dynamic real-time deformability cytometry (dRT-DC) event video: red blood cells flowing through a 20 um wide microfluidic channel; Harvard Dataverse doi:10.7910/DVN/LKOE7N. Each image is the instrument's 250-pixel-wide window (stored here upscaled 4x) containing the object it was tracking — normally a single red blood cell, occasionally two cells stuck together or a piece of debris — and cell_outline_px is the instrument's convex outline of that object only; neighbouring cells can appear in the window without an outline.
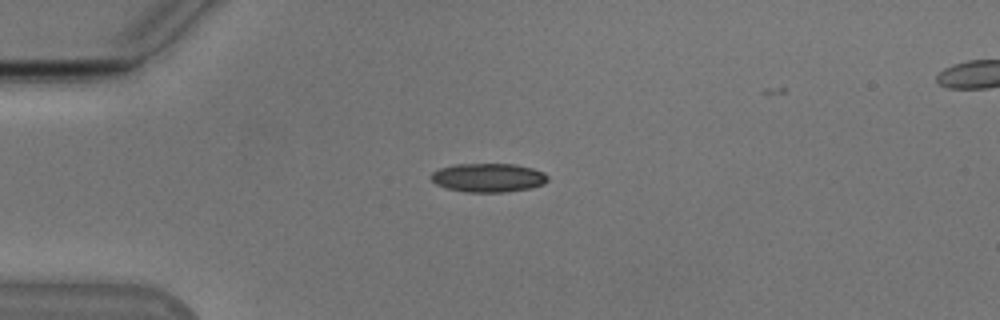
{"species": "Egyptian fruit bat (a non-hibernating species)", "species_latin": "Rousettus aegyptiacus", "temperature_condition": "cold", "stored_images_in_passage": 37, "camera_frame_rate_fps": 3000, "um_per_image_px": 0.085, "animal": {"sex": "male"}, "frame": {"image": 1, "passage_image": 1, "time_ms": 0.0, "image_size_px": [1000, 320], "cell_outline_px": [[548, 180], [544, 184], [528, 188], [504, 192], [464, 192], [448, 188], [436, 184], [428, 176], [432, 172], [440, 168], [456, 164], [516, 164], [532, 168], [544, 172], [548, 176]], "centroid_in_image_um": [41.49, 15.1], "position_along_channel_um": 43.5, "area_um2": 19.59}}
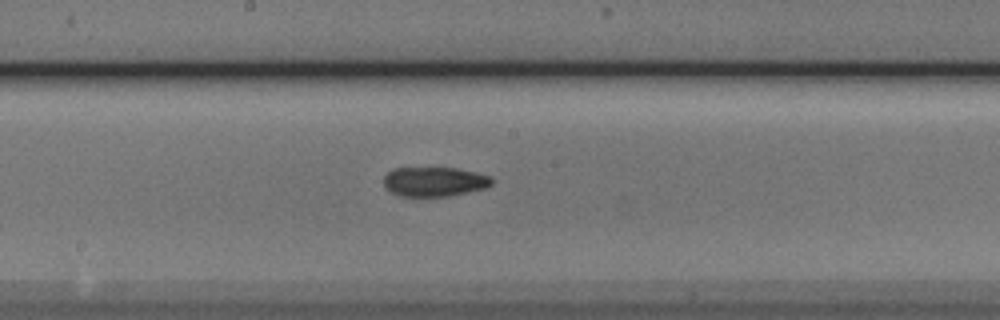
{"frame": {"image": 2, "passage_image": 16, "time_ms": 5.0, "image_size_px": [1000, 320], "cell_outline_px": [[492, 184], [484, 188], [448, 196], [400, 196], [392, 192], [384, 184], [384, 176], [392, 168], [456, 168], [476, 172], [492, 176]], "centroid_in_image_um": [36.93, 15.43], "position_along_channel_um": 211.3, "area_um2": 18.44}}
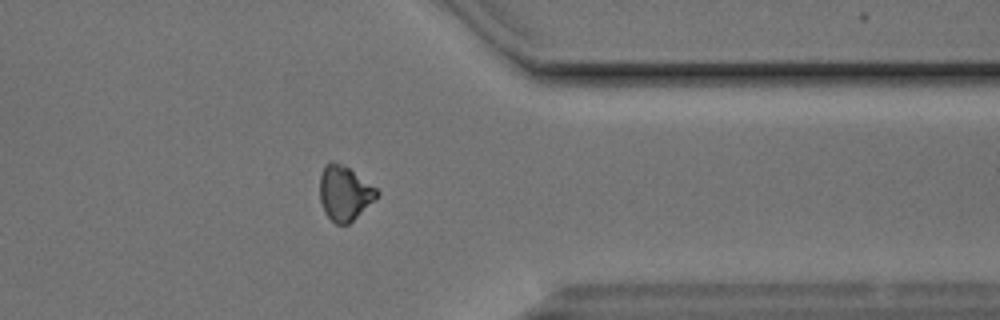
{"frame": {"image": 3, "passage_image": 30, "time_ms": 9.667, "image_size_px": [1000, 320], "cell_outline_px": [[380, 192], [348, 224], [336, 224], [324, 212], [320, 200], [320, 176], [324, 164], [328, 160], [332, 160], [344, 164], [376, 188]], "centroid_in_image_um": [29.23, 16.36], "position_along_channel_um": 382.2, "area_um2": 17.92}, "authors_computed_cell_mechanics": {"area_um2": 18.496, "velocity_mm_per_s": 3.8464, "shape_relaxation_time_tau1_ms": null, "shape_relaxation_time_tau2_ms": 4.6438, "deformation_change_tau1": null, "deformation_change_tau2": 0.1042}}